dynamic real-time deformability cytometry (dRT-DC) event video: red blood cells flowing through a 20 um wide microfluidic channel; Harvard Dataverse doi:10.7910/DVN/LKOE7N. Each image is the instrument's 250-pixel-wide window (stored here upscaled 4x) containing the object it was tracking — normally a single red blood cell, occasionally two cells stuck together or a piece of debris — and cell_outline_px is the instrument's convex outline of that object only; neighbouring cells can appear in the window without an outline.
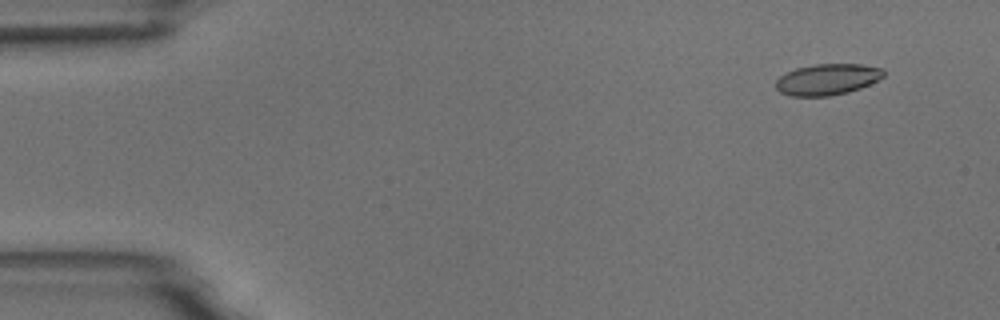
{"species": "common noctule bat (a hibernating species)", "species_latin": "Nyctalus noctula", "temperature_condition": "room temperature", "stored_images_in_passage": 5, "segment_of_instrument_passage": [2, 2], "camera_frame_rate_fps": 3000, "um_per_image_px": 0.085, "animal": {"sex": "male", "body_mass_g": 18.8}, "frame": {"image": 1, "passage_image": 5, "time_ms": 5.667, "image_size_px": [1000, 320], "cell_outline_px": [[884, 76], [860, 88], [848, 92], [828, 96], [792, 96], [780, 92], [776, 88], [776, 80], [780, 76], [796, 68], [812, 64], [860, 64], [884, 68]], "centroid_in_image_um": [70.32, 6.74], "position_along_channel_um": 14.7, "area_um2": 19.48}}